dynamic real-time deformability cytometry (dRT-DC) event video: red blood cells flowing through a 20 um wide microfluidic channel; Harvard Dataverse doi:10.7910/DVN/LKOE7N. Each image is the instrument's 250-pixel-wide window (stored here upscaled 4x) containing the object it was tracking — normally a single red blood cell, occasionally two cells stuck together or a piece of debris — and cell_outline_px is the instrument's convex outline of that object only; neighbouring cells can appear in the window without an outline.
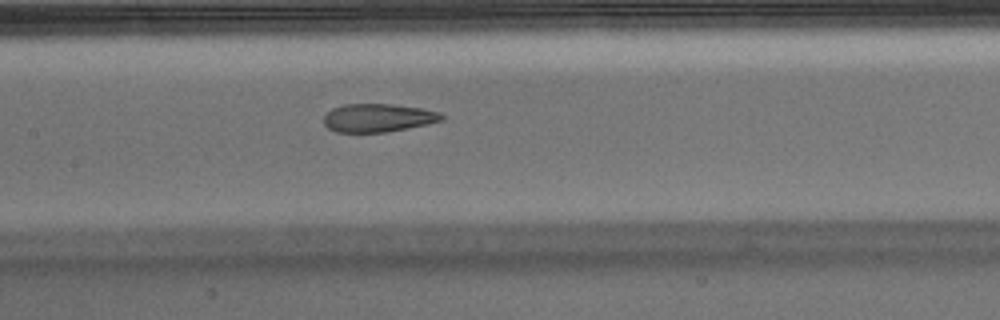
{"species": "Egyptian fruit bat (a non-hibernating species)", "species_latin": "Rousettus aegyptiacus", "temperature_condition": "warm", "stored_images_in_passage": 50, "camera_frame_rate_fps": 3000, "um_per_image_px": 0.085, "animal": {"sex": "male"}, "frame": {"image": 1, "passage_image": 22, "time_ms": 7.0, "image_size_px": [1000, 320], "cell_outline_px": [[444, 120], [428, 124], [388, 132], [336, 132], [328, 128], [324, 124], [324, 116], [332, 108], [344, 104], [392, 104], [420, 108], [440, 112], [444, 116]], "centroid_in_image_um": [32.14, 10.02], "position_along_channel_um": 175.3, "area_um2": 19.48}, "authors_computed_cell_mechanics": {"area_um2": 21.0103, "velocity_mm_per_s": 3.8125, "shape_relaxation_time_tau1_ms": null, "shape_relaxation_time_tau2_ms": 0.8488, "deformation_change_tau1": null, "deformation_change_tau2": 0.0792}}